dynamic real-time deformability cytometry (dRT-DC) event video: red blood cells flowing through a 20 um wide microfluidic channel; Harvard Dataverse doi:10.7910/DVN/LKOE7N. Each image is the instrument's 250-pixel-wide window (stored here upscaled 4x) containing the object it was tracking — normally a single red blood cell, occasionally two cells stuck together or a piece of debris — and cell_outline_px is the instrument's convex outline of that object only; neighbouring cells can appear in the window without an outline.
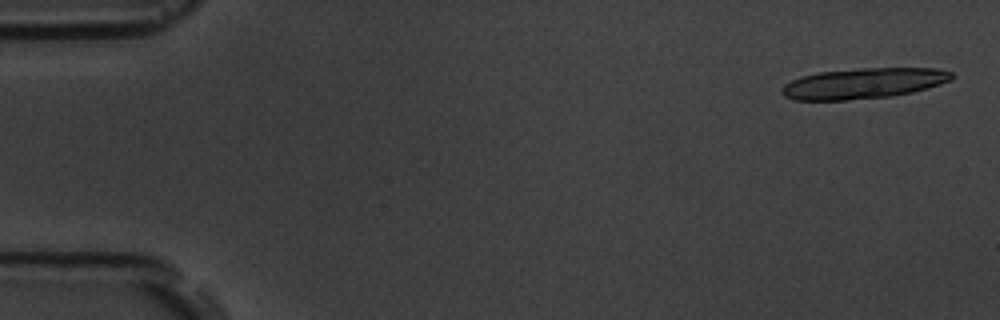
{"species": "common noctule bat (a hibernating species)", "species_latin": "Nyctalus noctula", "temperature_condition": "room temperature", "stored_images_in_passage": 6, "camera_frame_rate_fps": 3000, "um_per_image_px": 0.085, "animal": {"sex": "male", "body_mass_g": 19.5, "forearm_length_mm": 54.6}, "frame": {"image": 1, "passage_image": 1, "time_ms": 0.0, "image_size_px": [1000, 320], "cell_outline_px": [[952, 80], [940, 84], [912, 92], [892, 96], [848, 100], [792, 100], [784, 96], [784, 84], [800, 76], [820, 72], [860, 68], [936, 68], [952, 72]], "centroid_in_image_um": [73.4, 7.08], "position_along_channel_um": 11.6, "area_um2": 30.17}}